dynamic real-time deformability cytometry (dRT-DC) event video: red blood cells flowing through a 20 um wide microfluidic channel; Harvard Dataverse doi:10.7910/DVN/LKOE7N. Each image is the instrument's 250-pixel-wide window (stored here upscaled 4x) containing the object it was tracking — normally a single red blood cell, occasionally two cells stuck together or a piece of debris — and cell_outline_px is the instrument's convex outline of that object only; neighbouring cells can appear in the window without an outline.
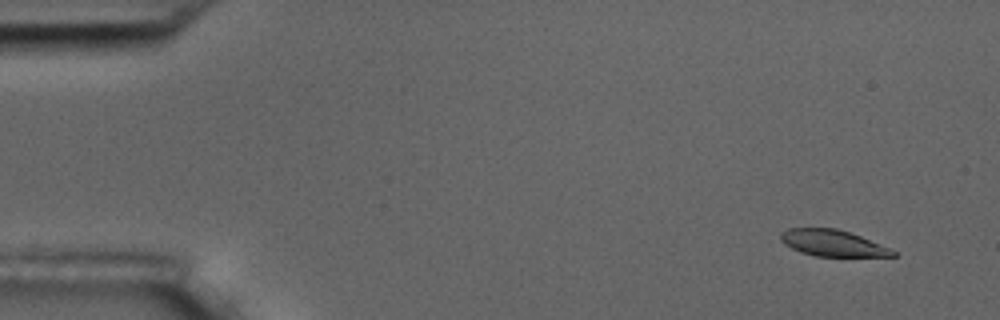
{"species": "common noctule bat (a hibernating species)", "species_latin": "Nyctalus noctula", "temperature_condition": "room temperature", "stored_images_in_passage": 4, "camera_frame_rate_fps": 3000, "um_per_image_px": 0.085, "animal": {"sex": "male", "body_mass_g": 17.5, "forearm_length_mm": 52.3}, "frame": {"image": 1, "passage_image": 1, "time_ms": 0.0, "image_size_px": [1000, 320], "cell_outline_px": [[896, 256], [816, 256], [800, 252], [784, 244], [780, 240], [780, 232], [788, 228], [836, 228], [860, 236], [888, 248], [896, 252]], "centroid_in_image_um": [70.7, 20.66], "position_along_channel_um": 14.3, "area_um2": 16.99}}
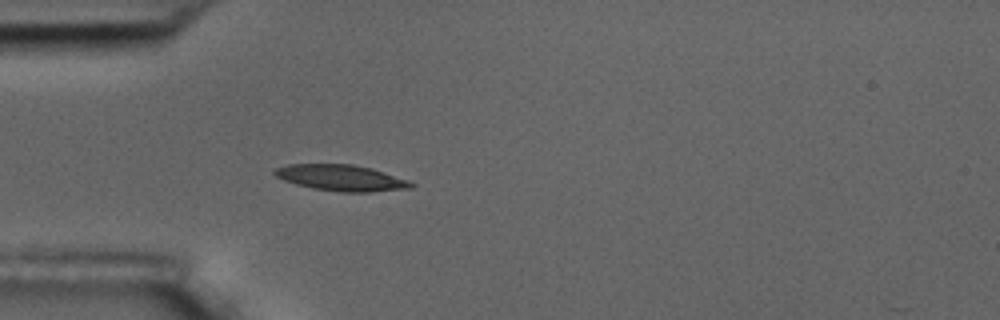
{"frame": {"image": 2, "passage_image": 4, "time_ms": 4.333, "image_size_px": [1000, 320], "cell_outline_px": [[416, 184], [412, 188], [372, 192], [340, 192], [312, 188], [296, 184], [284, 180], [276, 176], [272, 172], [276, 168], [288, 164], [352, 164], [372, 168], [408, 180]], "centroid_in_image_um": [29.02, 15.12], "position_along_channel_um": 56.0, "area_um2": 20.81}}